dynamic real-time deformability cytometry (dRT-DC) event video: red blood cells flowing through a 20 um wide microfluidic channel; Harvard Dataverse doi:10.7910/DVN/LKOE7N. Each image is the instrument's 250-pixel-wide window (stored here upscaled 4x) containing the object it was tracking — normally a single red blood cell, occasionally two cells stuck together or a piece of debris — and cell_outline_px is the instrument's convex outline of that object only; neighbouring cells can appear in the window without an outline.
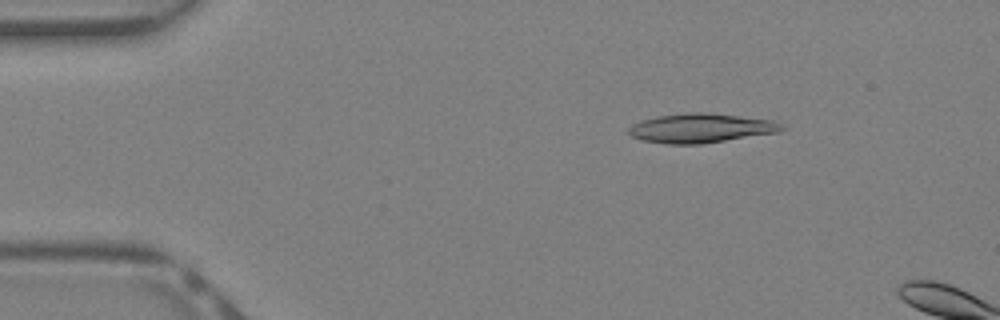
{"species": "Egyptian fruit bat (a non-hibernating species)", "species_latin": "Rousettus aegyptiacus", "temperature_condition": "warm", "stored_images_in_passage": 9, "camera_frame_rate_fps": 3000, "um_per_image_px": 0.085, "animal": {"sex": "female"}, "frame": {"image": 1, "passage_image": 6, "time_ms": 1.667, "image_size_px": [1000, 320], "cell_outline_px": [[784, 128], [780, 132], [700, 144], [664, 144], [640, 140], [632, 136], [628, 132], [628, 128], [632, 124], [640, 120], [656, 116], [692, 112], [700, 112], [772, 120], [784, 124]], "centroid_in_image_um": [59.53, 10.9], "position_along_channel_um": 25.5, "area_um2": 26.07}}